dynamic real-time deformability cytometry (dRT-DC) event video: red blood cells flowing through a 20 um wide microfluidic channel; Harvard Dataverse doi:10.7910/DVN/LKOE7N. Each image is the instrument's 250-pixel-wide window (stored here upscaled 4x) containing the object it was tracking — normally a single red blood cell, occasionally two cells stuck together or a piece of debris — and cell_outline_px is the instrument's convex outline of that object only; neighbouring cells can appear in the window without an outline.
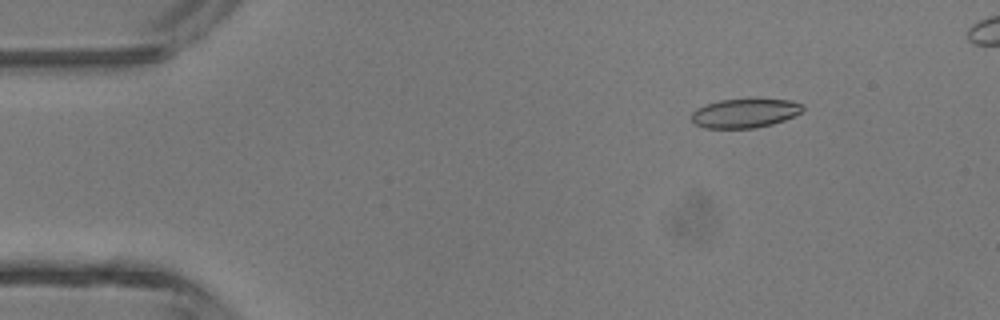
{"species": "common noctule bat (a hibernating species)", "species_latin": "Nyctalus noctula", "temperature_condition": "room temperature", "stored_images_in_passage": 5, "camera_frame_rate_fps": 3000, "um_per_image_px": 0.085, "animal": {"sex": "male", "body_mass_g": 13.3}, "frame": {"image": 1, "passage_image": 2, "time_ms": 1.0, "image_size_px": [1000, 320], "cell_outline_px": [[804, 108], [800, 112], [784, 120], [772, 124], [756, 128], [704, 128], [696, 124], [692, 120], [692, 112], [696, 108], [720, 100], [792, 100], [804, 104]], "centroid_in_image_um": [63.31, 9.63], "position_along_channel_um": 21.7, "area_um2": 18.55}}